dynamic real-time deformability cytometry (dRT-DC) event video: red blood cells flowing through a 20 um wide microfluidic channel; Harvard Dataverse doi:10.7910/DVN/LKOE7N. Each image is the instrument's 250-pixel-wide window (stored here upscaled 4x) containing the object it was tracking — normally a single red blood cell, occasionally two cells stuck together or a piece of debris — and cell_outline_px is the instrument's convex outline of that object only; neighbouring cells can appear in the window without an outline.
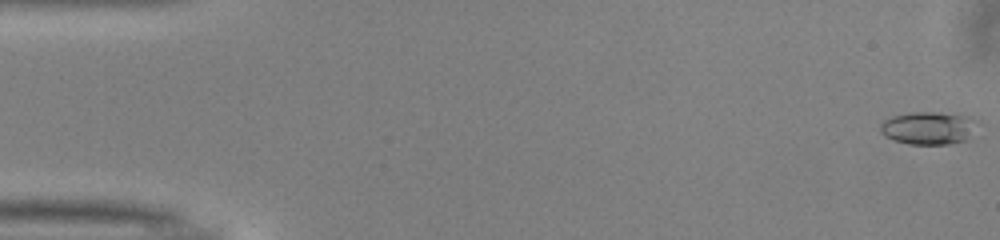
{"species": "common noctule bat (a hibernating species)", "species_latin": "Nyctalus noctula", "temperature_condition": "warm", "stored_images_in_passage": 16, "camera_frame_rate_fps": 3000, "um_per_image_px": 0.085, "animal": {"sex": "male", "body_mass_g": 13.0, "forearm_length_mm": 53.1}, "frame": {"image": 1, "passage_image": 1, "time_ms": 0.0, "image_size_px": [1000, 240], "cell_outline_px": [[964, 140], [952, 144], [908, 144], [892, 140], [884, 136], [880, 132], [880, 124], [884, 120], [892, 116], [908, 112], [936, 112], [964, 116]], "centroid_in_image_um": [78.56, 10.9], "position_along_channel_um": 6.4, "area_um2": 17.11}}
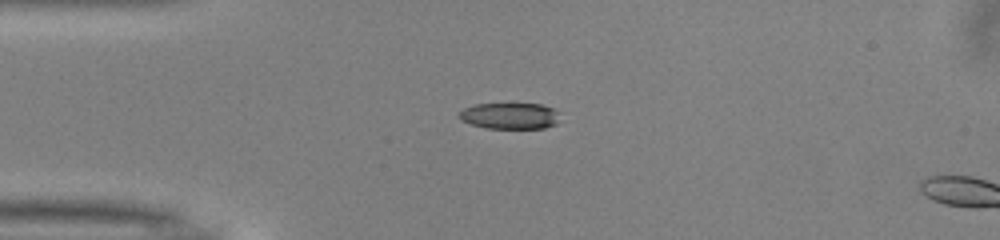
{"frame": {"image": 2, "passage_image": 13, "time_ms": 4.0, "image_size_px": [1000, 240], "cell_outline_px": [[556, 124], [544, 128], [488, 128], [472, 124], [460, 120], [456, 116], [464, 108], [476, 104], [540, 104], [556, 108]], "centroid_in_image_um": [43.3, 9.84], "position_along_channel_um": 41.7, "area_um2": 15.26}}